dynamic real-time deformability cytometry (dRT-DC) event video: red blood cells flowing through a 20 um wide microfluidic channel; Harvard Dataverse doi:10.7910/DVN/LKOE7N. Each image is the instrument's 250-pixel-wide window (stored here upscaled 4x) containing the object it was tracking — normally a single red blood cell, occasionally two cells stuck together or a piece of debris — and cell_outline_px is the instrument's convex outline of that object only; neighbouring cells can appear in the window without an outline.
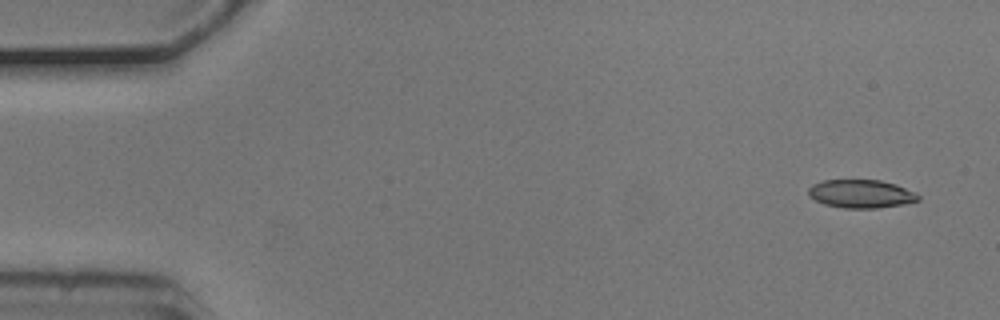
{"species": "common noctule bat (a hibernating species)", "species_latin": "Nyctalus noctula", "temperature_condition": "cold", "stored_images_in_passage": 54, "camera_frame_rate_fps": 3000, "um_per_image_px": 0.085, "animal": {"sex": "male", "body_mass_g": 20.5, "forearm_length_mm": 52.5}, "frame": {"image": 1, "passage_image": 3, "time_ms": 0.667, "image_size_px": [1000, 320], "cell_outline_px": [[920, 200], [900, 204], [876, 208], [844, 208], [824, 204], [808, 196], [808, 188], [812, 184], [824, 180], [880, 180], [896, 184], [916, 192], [920, 196]], "centroid_in_image_um": [73.18, 16.46], "position_along_channel_um": 11.8, "area_um2": 18.09}}
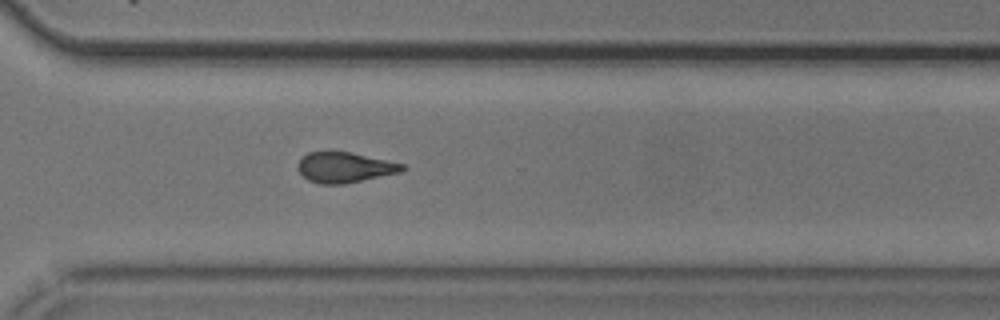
{"frame": {"image": 2, "passage_image": 39, "time_ms": 12.667, "image_size_px": [1000, 320], "cell_outline_px": [[408, 168], [400, 172], [344, 184], [320, 184], [308, 180], [300, 172], [300, 160], [308, 152], [348, 152], [404, 164]], "centroid_in_image_um": [29.33, 14.24], "position_along_channel_um": 341.3, "area_um2": 18.03}}
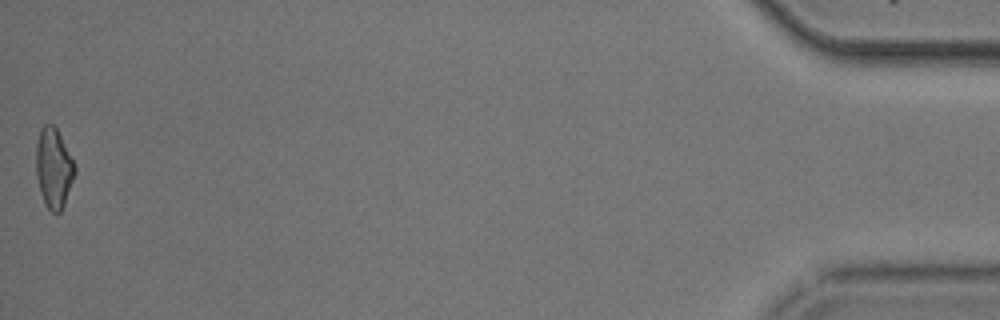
{"frame": {"image": 3, "passage_image": 54, "time_ms": 17.667, "image_size_px": [1000, 320], "cell_outline_px": [[76, 172], [64, 204], [60, 212], [52, 212], [44, 204], [40, 192], [36, 176], [36, 144], [40, 128], [44, 124], [52, 124], [56, 128], [76, 164]], "centroid_in_image_um": [4.56, 14.27], "position_along_channel_um": 430.6, "area_um2": 18.15}, "authors_computed_cell_mechanics": {"area_um2": 18.785, "velocity_mm_per_s": 3.7286, "shape_relaxation_time_tau1_ms": 5.2107, "shape_relaxation_time_tau2_ms": 2.8807, "deformation_change_tau1": 0.1622, "deformation_change_tau2": 0.1129}}